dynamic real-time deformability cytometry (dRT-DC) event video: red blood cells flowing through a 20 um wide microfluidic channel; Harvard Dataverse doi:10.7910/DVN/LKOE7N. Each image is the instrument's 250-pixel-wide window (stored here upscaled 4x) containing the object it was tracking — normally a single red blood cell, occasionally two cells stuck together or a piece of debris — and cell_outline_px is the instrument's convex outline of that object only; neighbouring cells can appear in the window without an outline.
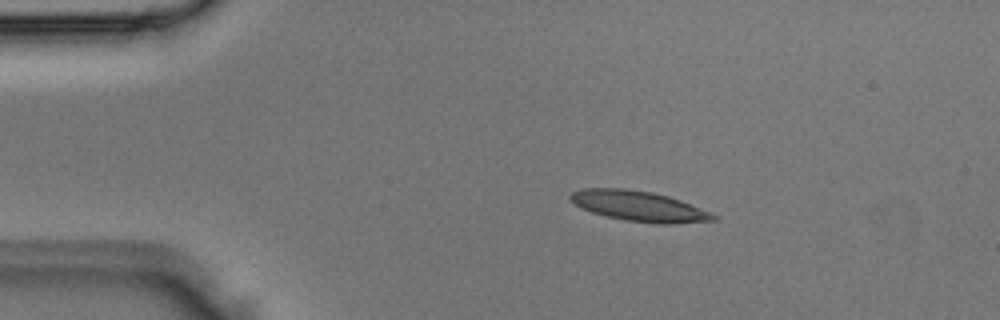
{"species": "Egyptian fruit bat (a non-hibernating species)", "species_latin": "Rousettus aegyptiacus", "temperature_condition": "room temperature", "stored_images_in_passage": 2, "camera_frame_rate_fps": 3000, "um_per_image_px": 0.085, "animal": {"sex": "male"}, "frame": {"image": 1, "passage_image": 1, "time_ms": 0.0, "image_size_px": [1000, 320], "cell_outline_px": [[720, 220], [672, 224], [660, 224], [624, 220], [592, 212], [580, 208], [568, 200], [568, 196], [572, 192], [584, 188], [624, 188], [652, 192], [668, 196], [680, 200], [720, 216]], "centroid_in_image_um": [54.32, 17.52], "position_along_channel_um": 30.7, "area_um2": 25.43}}